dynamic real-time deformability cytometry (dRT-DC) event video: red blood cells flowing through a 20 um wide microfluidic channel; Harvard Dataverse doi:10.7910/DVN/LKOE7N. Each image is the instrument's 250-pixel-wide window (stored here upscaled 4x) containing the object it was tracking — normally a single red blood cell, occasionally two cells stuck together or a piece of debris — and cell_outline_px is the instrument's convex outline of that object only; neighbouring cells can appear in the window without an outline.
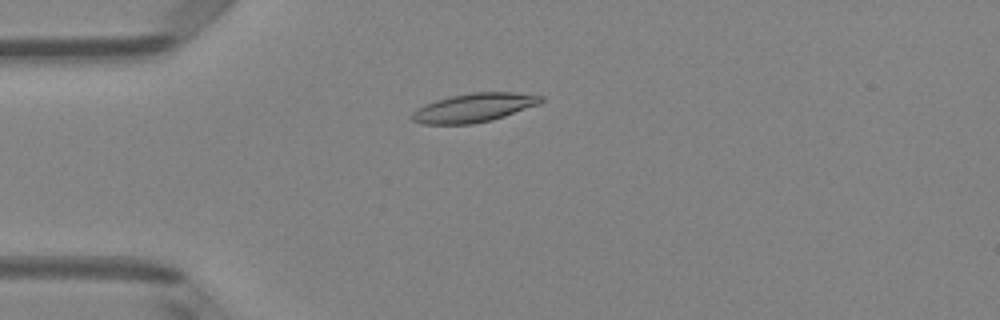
{"species": "Egyptian fruit bat (a non-hibernating species)", "species_latin": "Rousettus aegyptiacus", "temperature_condition": "room temperature", "stored_images_in_passage": 52, "camera_frame_rate_fps": 3000, "um_per_image_px": 0.085, "animal": {"sex": "female"}, "frame": {"image": 1, "passage_image": 14, "time_ms": 4.333, "image_size_px": [1000, 320], "cell_outline_px": [[544, 100], [540, 104], [492, 120], [472, 124], [420, 124], [412, 120], [412, 112], [416, 108], [424, 104], [436, 100], [452, 96], [472, 92], [512, 92], [544, 96]], "centroid_in_image_um": [40.28, 9.15], "position_along_channel_um": 44.7, "area_um2": 21.68}}
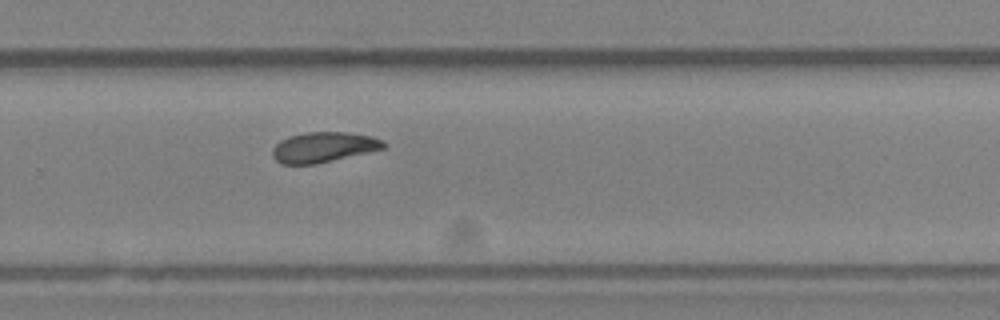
{"frame": {"image": 2, "passage_image": 35, "time_ms": 11.333, "image_size_px": [1000, 320], "cell_outline_px": [[388, 144], [384, 148], [316, 164], [280, 164], [272, 156], [272, 148], [280, 140], [288, 136], [308, 132], [348, 132], [372, 136], [384, 140]], "centroid_in_image_um": [27.49, 12.5], "position_along_channel_um": 302.3, "area_um2": 19.65}}
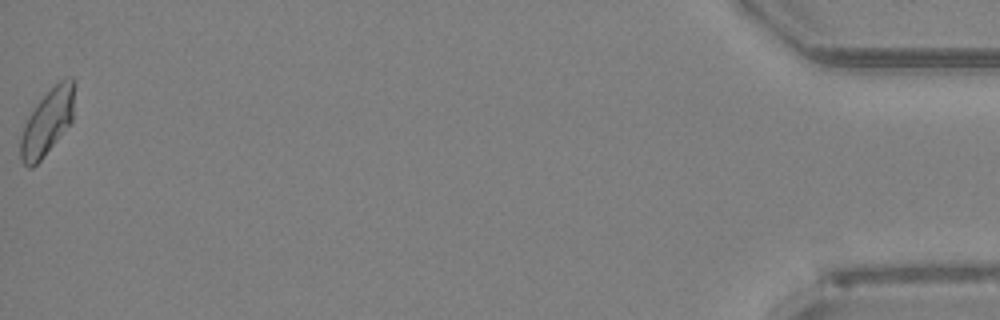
{"frame": {"image": 3, "passage_image": 52, "time_ms": 17.0, "image_size_px": [1000, 320], "cell_outline_px": [[76, 80], [72, 120], [40, 160], [32, 168], [28, 168], [20, 160], [20, 140], [24, 124], [28, 116], [36, 104], [64, 76], [72, 76]], "centroid_in_image_um": [4.03, 10.32], "position_along_channel_um": 431.2, "area_um2": 20.58}, "authors_computed_cell_mechanics": {"area_um2": 20.3456, "velocity_mm_per_s": 3.9892, "shape_relaxation_time_tau1_ms": 3.9184, "shape_relaxation_time_tau2_ms": 7.3713, "deformation_change_tau1": 0.1406, "deformation_change_tau2": 0.1434}}